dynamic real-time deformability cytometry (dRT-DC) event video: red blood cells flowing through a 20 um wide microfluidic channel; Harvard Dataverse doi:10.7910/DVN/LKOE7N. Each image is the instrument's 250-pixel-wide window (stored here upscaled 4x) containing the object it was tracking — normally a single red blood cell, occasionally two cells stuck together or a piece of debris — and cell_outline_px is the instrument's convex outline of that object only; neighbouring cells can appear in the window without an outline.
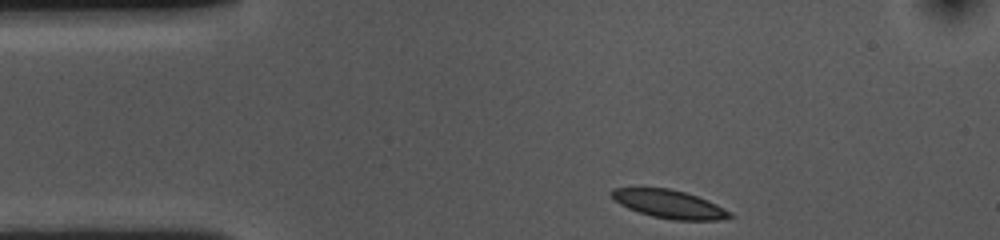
{"species": "common noctule bat (a hibernating species)", "species_latin": "Nyctalus noctula", "temperature_condition": "cold", "stored_images_in_passage": 36, "camera_frame_rate_fps": 3000, "um_per_image_px": 0.085, "animal": {"sex": "female", "body_mass_g": 10.0, "forearm_length_mm": 53.1}, "frame": {"image": 1, "passage_image": 1, "time_ms": 0.0, "image_size_px": [1000, 240], "cell_outline_px": [[736, 216], [724, 220], [672, 220], [652, 216], [628, 208], [612, 200], [612, 188], [668, 188], [684, 192], [708, 200], [732, 212]], "centroid_in_image_um": [56.93, 17.36], "position_along_channel_um": 28.1, "area_um2": 19.48}}
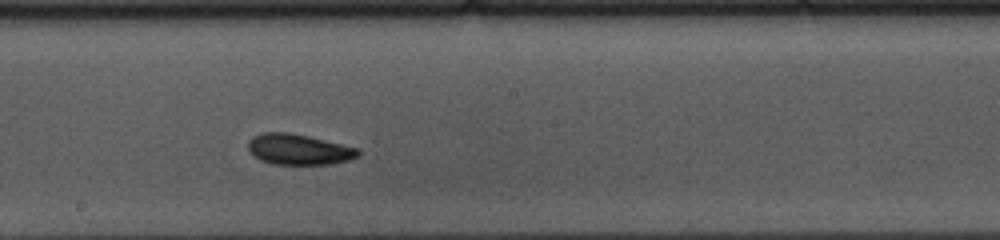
{"frame": {"image": 2, "passage_image": 21, "time_ms": 6.667, "image_size_px": [1000, 240], "cell_outline_px": [[360, 156], [348, 160], [332, 164], [272, 164], [260, 160], [248, 148], [248, 140], [252, 136], [260, 132], [288, 132], [308, 136], [360, 148]], "centroid_in_image_um": [25.41, 12.69], "position_along_channel_um": 222.8, "area_um2": 19.77}}
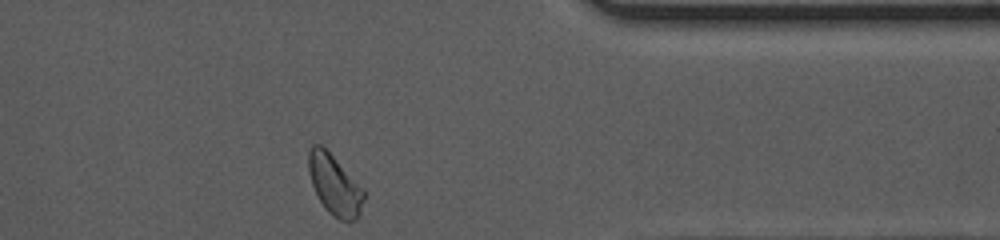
{"frame": {"image": 3, "passage_image": 36, "time_ms": 11.667, "image_size_px": [1000, 240], "cell_outline_px": [[364, 200], [360, 216], [356, 220], [348, 224], [332, 216], [324, 208], [312, 184], [308, 172], [308, 152], [312, 144], [320, 144], [364, 188]], "centroid_in_image_um": [28.46, 15.78], "position_along_channel_um": 382.9, "area_um2": 19.59}, "authors_computed_cell_mechanics": {"area_um2": 19.7098, "velocity_mm_per_s": 3.5562, "shape_relaxation_time_tau1_ms": 3.308, "shape_relaxation_time_tau2_ms": 2.8649, "deformation_change_tau1": 0.0799, "deformation_change_tau2": 0.0807}}